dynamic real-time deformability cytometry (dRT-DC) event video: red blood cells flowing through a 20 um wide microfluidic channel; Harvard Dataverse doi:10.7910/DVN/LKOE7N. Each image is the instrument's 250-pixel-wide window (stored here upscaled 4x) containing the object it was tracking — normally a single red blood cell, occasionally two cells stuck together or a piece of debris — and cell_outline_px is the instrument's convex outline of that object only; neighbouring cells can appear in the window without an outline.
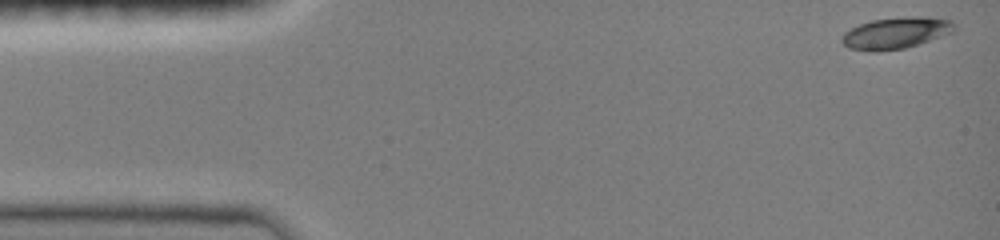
{"species": "common noctule bat (a hibernating species)", "species_latin": "Nyctalus noctula", "temperature_condition": "room temperature", "stored_images_in_passage": 25, "camera_frame_rate_fps": 3000, "um_per_image_px": 0.085, "animal": {"sex": "female", "body_mass_g": 19.0, "forearm_length_mm": 51.5}, "frame": {"image": 1, "passage_image": 1, "time_ms": 0.0, "image_size_px": [1000, 240], "cell_outline_px": [[956, 32], [904, 48], [876, 52], [868, 52], [848, 48], [840, 40], [840, 36], [844, 32], [860, 24], [872, 20], [904, 16], [924, 16], [952, 20], [956, 24]], "centroid_in_image_um": [76.17, 2.8], "position_along_channel_um": 8.8, "area_um2": 21.04}}
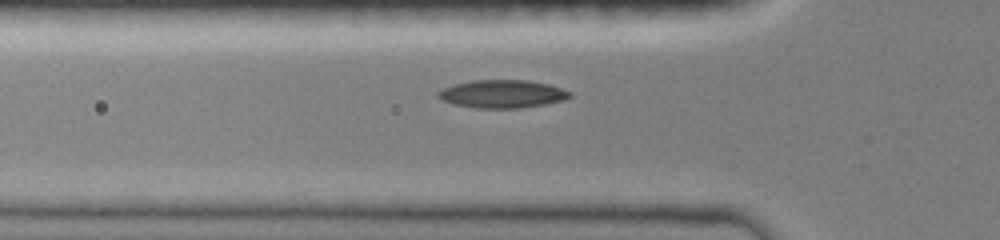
{"frame": {"image": 2, "passage_image": 15, "time_ms": 4.667, "image_size_px": [1000, 240], "cell_outline_px": [[572, 96], [564, 100], [544, 104], [520, 108], [476, 108], [452, 104], [440, 100], [436, 96], [436, 92], [444, 88], [456, 84], [472, 80], [528, 80], [548, 84], [572, 92]], "centroid_in_image_um": [42.67, 7.99], "position_along_channel_um": 83.1, "area_um2": 21.56}}
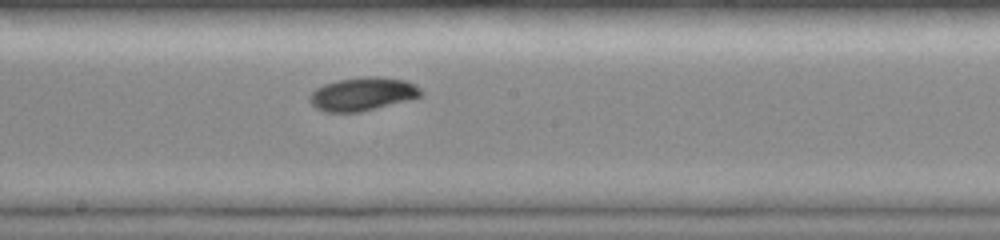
{"frame": {"image": 3, "passage_image": 25, "time_ms": 8.0, "image_size_px": [1000, 240], "cell_outline_px": [[424, 92], [420, 96], [408, 100], [360, 112], [324, 112], [316, 108], [308, 100], [308, 96], [316, 88], [324, 84], [336, 80], [368, 76], [380, 76], [408, 80], [416, 84]], "centroid_in_image_um": [30.83, 7.98], "position_along_channel_um": 217.4, "area_um2": 21.85}}